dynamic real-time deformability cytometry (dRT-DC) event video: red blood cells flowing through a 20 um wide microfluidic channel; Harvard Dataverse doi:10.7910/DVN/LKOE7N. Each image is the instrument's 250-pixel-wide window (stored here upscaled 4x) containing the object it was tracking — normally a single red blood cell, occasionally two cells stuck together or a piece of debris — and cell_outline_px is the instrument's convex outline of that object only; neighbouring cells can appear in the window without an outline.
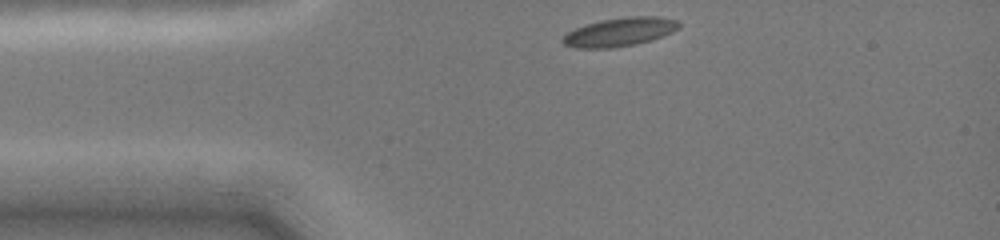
{"species": "common noctule bat (a hibernating species)", "species_latin": "Nyctalus noctula", "temperature_condition": "cold", "stored_images_in_passage": 36, "camera_frame_rate_fps": 3000, "um_per_image_px": 0.085, "animal": {"sex": "female", "body_mass_g": 19.0, "forearm_length_mm": 51.5}, "frame": {"image": 1, "passage_image": 1, "time_ms": 0.0, "image_size_px": [1000, 240], "cell_outline_px": [[680, 24], [672, 32], [652, 40], [632, 44], [608, 48], [576, 48], [564, 44], [560, 40], [568, 32], [584, 24], [600, 20], [628, 16], [660, 16], [680, 20]], "centroid_in_image_um": [52.67, 2.7], "position_along_channel_um": 32.3, "area_um2": 19.36}}
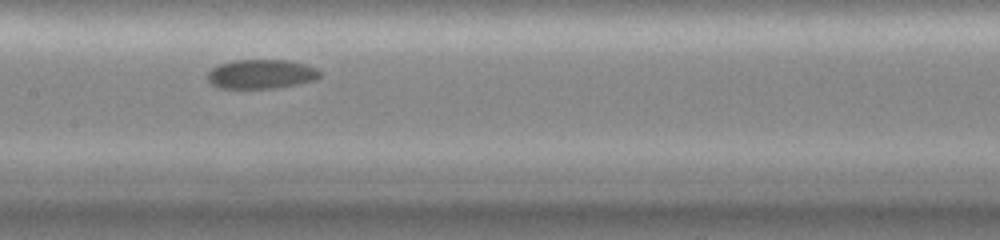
{"frame": {"image": 2, "passage_image": 19, "time_ms": 5.0, "image_size_px": [1000, 240], "cell_outline_px": [[324, 72], [316, 80], [276, 88], [220, 88], [212, 84], [208, 80], [208, 72], [216, 64], [232, 60], [288, 60], [304, 64], [316, 68]], "centroid_in_image_um": [22.21, 6.29], "position_along_channel_um": 185.2, "area_um2": 19.31}}
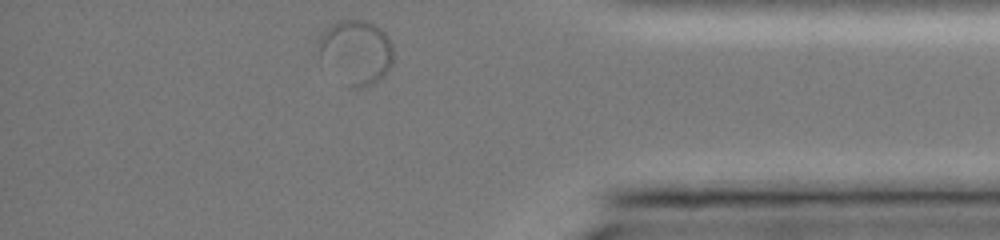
{"frame": {"image": 3, "passage_image": 36, "time_ms": 11.333, "image_size_px": [1000, 240], "cell_outline_px": [[392, 64], [372, 84], [360, 88], [348, 88], [320, 56], [320, 36], [336, 20], [364, 20], [372, 24], [384, 32], [388, 36], [392, 44]], "centroid_in_image_um": [30.28, 4.41], "position_along_channel_um": 404.9, "area_um2": 27.22}}